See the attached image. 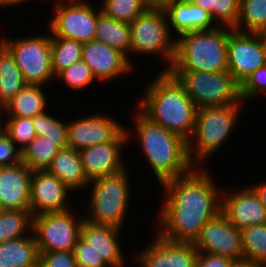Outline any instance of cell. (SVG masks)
<instances>
[{
	"instance_id": "3",
	"label": "cell",
	"mask_w": 266,
	"mask_h": 267,
	"mask_svg": "<svg viewBox=\"0 0 266 267\" xmlns=\"http://www.w3.org/2000/svg\"><path fill=\"white\" fill-rule=\"evenodd\" d=\"M138 112L134 119L137 136L157 180L163 184L190 173L195 163L189 158L188 141Z\"/></svg>"
},
{
	"instance_id": "20",
	"label": "cell",
	"mask_w": 266,
	"mask_h": 267,
	"mask_svg": "<svg viewBox=\"0 0 266 267\" xmlns=\"http://www.w3.org/2000/svg\"><path fill=\"white\" fill-rule=\"evenodd\" d=\"M123 143L127 142L101 143L80 151L83 170L89 182L126 168L120 156Z\"/></svg>"
},
{
	"instance_id": "29",
	"label": "cell",
	"mask_w": 266,
	"mask_h": 267,
	"mask_svg": "<svg viewBox=\"0 0 266 267\" xmlns=\"http://www.w3.org/2000/svg\"><path fill=\"white\" fill-rule=\"evenodd\" d=\"M243 259L257 266H266V223L242 230Z\"/></svg>"
},
{
	"instance_id": "1",
	"label": "cell",
	"mask_w": 266,
	"mask_h": 267,
	"mask_svg": "<svg viewBox=\"0 0 266 267\" xmlns=\"http://www.w3.org/2000/svg\"><path fill=\"white\" fill-rule=\"evenodd\" d=\"M158 235L176 243H194L203 226L221 212L219 191L205 170L168 180ZM161 230V231H160Z\"/></svg>"
},
{
	"instance_id": "49",
	"label": "cell",
	"mask_w": 266,
	"mask_h": 267,
	"mask_svg": "<svg viewBox=\"0 0 266 267\" xmlns=\"http://www.w3.org/2000/svg\"><path fill=\"white\" fill-rule=\"evenodd\" d=\"M5 211V209L3 208L2 204L0 203V215Z\"/></svg>"
},
{
	"instance_id": "27",
	"label": "cell",
	"mask_w": 266,
	"mask_h": 267,
	"mask_svg": "<svg viewBox=\"0 0 266 267\" xmlns=\"http://www.w3.org/2000/svg\"><path fill=\"white\" fill-rule=\"evenodd\" d=\"M95 40L117 49L127 56L131 43L130 24L117 21L102 12L98 16Z\"/></svg>"
},
{
	"instance_id": "24",
	"label": "cell",
	"mask_w": 266,
	"mask_h": 267,
	"mask_svg": "<svg viewBox=\"0 0 266 267\" xmlns=\"http://www.w3.org/2000/svg\"><path fill=\"white\" fill-rule=\"evenodd\" d=\"M39 256L34 232L0 243V267H38Z\"/></svg>"
},
{
	"instance_id": "47",
	"label": "cell",
	"mask_w": 266,
	"mask_h": 267,
	"mask_svg": "<svg viewBox=\"0 0 266 267\" xmlns=\"http://www.w3.org/2000/svg\"><path fill=\"white\" fill-rule=\"evenodd\" d=\"M1 122L2 121H0V140H3L6 137H8V125H9V121L6 122V124L4 126V129L1 128Z\"/></svg>"
},
{
	"instance_id": "31",
	"label": "cell",
	"mask_w": 266,
	"mask_h": 267,
	"mask_svg": "<svg viewBox=\"0 0 266 267\" xmlns=\"http://www.w3.org/2000/svg\"><path fill=\"white\" fill-rule=\"evenodd\" d=\"M28 228H33L30 210H5L0 215V243L25 237Z\"/></svg>"
},
{
	"instance_id": "46",
	"label": "cell",
	"mask_w": 266,
	"mask_h": 267,
	"mask_svg": "<svg viewBox=\"0 0 266 267\" xmlns=\"http://www.w3.org/2000/svg\"><path fill=\"white\" fill-rule=\"evenodd\" d=\"M24 1L26 2L27 0H0V6H13L16 4L23 3Z\"/></svg>"
},
{
	"instance_id": "14",
	"label": "cell",
	"mask_w": 266,
	"mask_h": 267,
	"mask_svg": "<svg viewBox=\"0 0 266 267\" xmlns=\"http://www.w3.org/2000/svg\"><path fill=\"white\" fill-rule=\"evenodd\" d=\"M197 251L243 260L242 231L220 212L208 220L193 243Z\"/></svg>"
},
{
	"instance_id": "9",
	"label": "cell",
	"mask_w": 266,
	"mask_h": 267,
	"mask_svg": "<svg viewBox=\"0 0 266 267\" xmlns=\"http://www.w3.org/2000/svg\"><path fill=\"white\" fill-rule=\"evenodd\" d=\"M13 55L27 84L44 85L56 78L52 70V37L50 34L11 41H0Z\"/></svg>"
},
{
	"instance_id": "43",
	"label": "cell",
	"mask_w": 266,
	"mask_h": 267,
	"mask_svg": "<svg viewBox=\"0 0 266 267\" xmlns=\"http://www.w3.org/2000/svg\"><path fill=\"white\" fill-rule=\"evenodd\" d=\"M180 0H146L150 9H166L169 5Z\"/></svg>"
},
{
	"instance_id": "10",
	"label": "cell",
	"mask_w": 266,
	"mask_h": 267,
	"mask_svg": "<svg viewBox=\"0 0 266 267\" xmlns=\"http://www.w3.org/2000/svg\"><path fill=\"white\" fill-rule=\"evenodd\" d=\"M83 221L84 216L76 219L69 210L33 216L38 252L74 251Z\"/></svg>"
},
{
	"instance_id": "37",
	"label": "cell",
	"mask_w": 266,
	"mask_h": 267,
	"mask_svg": "<svg viewBox=\"0 0 266 267\" xmlns=\"http://www.w3.org/2000/svg\"><path fill=\"white\" fill-rule=\"evenodd\" d=\"M10 118V119H9ZM8 138L14 144H21L18 148L22 152L31 141L37 136L32 118L30 117H9Z\"/></svg>"
},
{
	"instance_id": "7",
	"label": "cell",
	"mask_w": 266,
	"mask_h": 267,
	"mask_svg": "<svg viewBox=\"0 0 266 267\" xmlns=\"http://www.w3.org/2000/svg\"><path fill=\"white\" fill-rule=\"evenodd\" d=\"M93 182V183H92ZM92 193L87 221L121 229L129 204V181L126 168L116 174L91 181Z\"/></svg>"
},
{
	"instance_id": "4",
	"label": "cell",
	"mask_w": 266,
	"mask_h": 267,
	"mask_svg": "<svg viewBox=\"0 0 266 267\" xmlns=\"http://www.w3.org/2000/svg\"><path fill=\"white\" fill-rule=\"evenodd\" d=\"M232 29H221L216 26L212 30L194 31L180 36L176 40L173 65L168 71L228 70V35Z\"/></svg>"
},
{
	"instance_id": "2",
	"label": "cell",
	"mask_w": 266,
	"mask_h": 267,
	"mask_svg": "<svg viewBox=\"0 0 266 267\" xmlns=\"http://www.w3.org/2000/svg\"><path fill=\"white\" fill-rule=\"evenodd\" d=\"M146 88L140 111L154 123L174 132L186 141L194 132L197 107L183 86L169 72L162 71Z\"/></svg>"
},
{
	"instance_id": "18",
	"label": "cell",
	"mask_w": 266,
	"mask_h": 267,
	"mask_svg": "<svg viewBox=\"0 0 266 267\" xmlns=\"http://www.w3.org/2000/svg\"><path fill=\"white\" fill-rule=\"evenodd\" d=\"M222 196L221 212L237 229L266 223V208L252 188Z\"/></svg>"
},
{
	"instance_id": "35",
	"label": "cell",
	"mask_w": 266,
	"mask_h": 267,
	"mask_svg": "<svg viewBox=\"0 0 266 267\" xmlns=\"http://www.w3.org/2000/svg\"><path fill=\"white\" fill-rule=\"evenodd\" d=\"M32 123L37 136H43L49 141H68L67 125L46 112L32 117Z\"/></svg>"
},
{
	"instance_id": "36",
	"label": "cell",
	"mask_w": 266,
	"mask_h": 267,
	"mask_svg": "<svg viewBox=\"0 0 266 267\" xmlns=\"http://www.w3.org/2000/svg\"><path fill=\"white\" fill-rule=\"evenodd\" d=\"M56 77L63 80L70 89L76 91L85 88L93 80L95 81L91 68L83 60L72 63Z\"/></svg>"
},
{
	"instance_id": "6",
	"label": "cell",
	"mask_w": 266,
	"mask_h": 267,
	"mask_svg": "<svg viewBox=\"0 0 266 267\" xmlns=\"http://www.w3.org/2000/svg\"><path fill=\"white\" fill-rule=\"evenodd\" d=\"M183 86L197 108L239 104L240 84L227 71H169Z\"/></svg>"
},
{
	"instance_id": "19",
	"label": "cell",
	"mask_w": 266,
	"mask_h": 267,
	"mask_svg": "<svg viewBox=\"0 0 266 267\" xmlns=\"http://www.w3.org/2000/svg\"><path fill=\"white\" fill-rule=\"evenodd\" d=\"M82 60L91 68L95 78L103 81L132 69L128 56L97 40L84 43Z\"/></svg>"
},
{
	"instance_id": "26",
	"label": "cell",
	"mask_w": 266,
	"mask_h": 267,
	"mask_svg": "<svg viewBox=\"0 0 266 267\" xmlns=\"http://www.w3.org/2000/svg\"><path fill=\"white\" fill-rule=\"evenodd\" d=\"M42 85L27 84L2 109L9 117H34L45 112L46 97Z\"/></svg>"
},
{
	"instance_id": "8",
	"label": "cell",
	"mask_w": 266,
	"mask_h": 267,
	"mask_svg": "<svg viewBox=\"0 0 266 267\" xmlns=\"http://www.w3.org/2000/svg\"><path fill=\"white\" fill-rule=\"evenodd\" d=\"M168 17L164 9L148 8L130 23V53L161 54L168 62V71L176 54V39L170 36Z\"/></svg>"
},
{
	"instance_id": "25",
	"label": "cell",
	"mask_w": 266,
	"mask_h": 267,
	"mask_svg": "<svg viewBox=\"0 0 266 267\" xmlns=\"http://www.w3.org/2000/svg\"><path fill=\"white\" fill-rule=\"evenodd\" d=\"M27 85L10 51L0 42V109Z\"/></svg>"
},
{
	"instance_id": "40",
	"label": "cell",
	"mask_w": 266,
	"mask_h": 267,
	"mask_svg": "<svg viewBox=\"0 0 266 267\" xmlns=\"http://www.w3.org/2000/svg\"><path fill=\"white\" fill-rule=\"evenodd\" d=\"M38 267H77L73 251L39 252Z\"/></svg>"
},
{
	"instance_id": "12",
	"label": "cell",
	"mask_w": 266,
	"mask_h": 267,
	"mask_svg": "<svg viewBox=\"0 0 266 267\" xmlns=\"http://www.w3.org/2000/svg\"><path fill=\"white\" fill-rule=\"evenodd\" d=\"M227 58V71L241 85L251 73L266 65L261 34L232 29L228 35Z\"/></svg>"
},
{
	"instance_id": "28",
	"label": "cell",
	"mask_w": 266,
	"mask_h": 267,
	"mask_svg": "<svg viewBox=\"0 0 266 267\" xmlns=\"http://www.w3.org/2000/svg\"><path fill=\"white\" fill-rule=\"evenodd\" d=\"M65 147H68V141H49L36 136L21 152V161L32 171L47 170L56 153Z\"/></svg>"
},
{
	"instance_id": "38",
	"label": "cell",
	"mask_w": 266,
	"mask_h": 267,
	"mask_svg": "<svg viewBox=\"0 0 266 267\" xmlns=\"http://www.w3.org/2000/svg\"><path fill=\"white\" fill-rule=\"evenodd\" d=\"M266 91V65L258 68L251 73L240 85V94L242 101L251 99L258 95V92ZM266 92H264L265 94Z\"/></svg>"
},
{
	"instance_id": "13",
	"label": "cell",
	"mask_w": 266,
	"mask_h": 267,
	"mask_svg": "<svg viewBox=\"0 0 266 267\" xmlns=\"http://www.w3.org/2000/svg\"><path fill=\"white\" fill-rule=\"evenodd\" d=\"M68 146L81 151L107 142H127L130 131L116 120L99 114L67 123Z\"/></svg>"
},
{
	"instance_id": "30",
	"label": "cell",
	"mask_w": 266,
	"mask_h": 267,
	"mask_svg": "<svg viewBox=\"0 0 266 267\" xmlns=\"http://www.w3.org/2000/svg\"><path fill=\"white\" fill-rule=\"evenodd\" d=\"M84 43L62 37H52L51 62L54 76L72 63L82 60Z\"/></svg>"
},
{
	"instance_id": "16",
	"label": "cell",
	"mask_w": 266,
	"mask_h": 267,
	"mask_svg": "<svg viewBox=\"0 0 266 267\" xmlns=\"http://www.w3.org/2000/svg\"><path fill=\"white\" fill-rule=\"evenodd\" d=\"M156 236L137 256L141 267H194L198 251L193 243H176Z\"/></svg>"
},
{
	"instance_id": "5",
	"label": "cell",
	"mask_w": 266,
	"mask_h": 267,
	"mask_svg": "<svg viewBox=\"0 0 266 267\" xmlns=\"http://www.w3.org/2000/svg\"><path fill=\"white\" fill-rule=\"evenodd\" d=\"M239 105H241V102L239 104L208 106L197 109L194 132L192 138L188 141V154L191 162L194 159L192 157L194 152L195 159L202 163L201 161L211 156L226 141L227 136L229 137L234 128L235 122H237ZM193 137L195 143L192 142Z\"/></svg>"
},
{
	"instance_id": "33",
	"label": "cell",
	"mask_w": 266,
	"mask_h": 267,
	"mask_svg": "<svg viewBox=\"0 0 266 267\" xmlns=\"http://www.w3.org/2000/svg\"><path fill=\"white\" fill-rule=\"evenodd\" d=\"M210 13L213 21L234 28L239 18L240 0H190Z\"/></svg>"
},
{
	"instance_id": "45",
	"label": "cell",
	"mask_w": 266,
	"mask_h": 267,
	"mask_svg": "<svg viewBox=\"0 0 266 267\" xmlns=\"http://www.w3.org/2000/svg\"><path fill=\"white\" fill-rule=\"evenodd\" d=\"M230 267H258L256 264L249 262L248 260L234 261Z\"/></svg>"
},
{
	"instance_id": "41",
	"label": "cell",
	"mask_w": 266,
	"mask_h": 267,
	"mask_svg": "<svg viewBox=\"0 0 266 267\" xmlns=\"http://www.w3.org/2000/svg\"><path fill=\"white\" fill-rule=\"evenodd\" d=\"M233 262L230 257L198 251L194 267H230Z\"/></svg>"
},
{
	"instance_id": "15",
	"label": "cell",
	"mask_w": 266,
	"mask_h": 267,
	"mask_svg": "<svg viewBox=\"0 0 266 267\" xmlns=\"http://www.w3.org/2000/svg\"><path fill=\"white\" fill-rule=\"evenodd\" d=\"M67 192L70 189L47 170L33 171L30 187V212L32 216L68 211Z\"/></svg>"
},
{
	"instance_id": "44",
	"label": "cell",
	"mask_w": 266,
	"mask_h": 267,
	"mask_svg": "<svg viewBox=\"0 0 266 267\" xmlns=\"http://www.w3.org/2000/svg\"><path fill=\"white\" fill-rule=\"evenodd\" d=\"M251 188L257 194L259 200L264 204L266 208V182L260 183V185L251 186Z\"/></svg>"
},
{
	"instance_id": "42",
	"label": "cell",
	"mask_w": 266,
	"mask_h": 267,
	"mask_svg": "<svg viewBox=\"0 0 266 267\" xmlns=\"http://www.w3.org/2000/svg\"><path fill=\"white\" fill-rule=\"evenodd\" d=\"M21 161V152L15 144L6 137L0 140V167L16 164Z\"/></svg>"
},
{
	"instance_id": "17",
	"label": "cell",
	"mask_w": 266,
	"mask_h": 267,
	"mask_svg": "<svg viewBox=\"0 0 266 267\" xmlns=\"http://www.w3.org/2000/svg\"><path fill=\"white\" fill-rule=\"evenodd\" d=\"M32 174L22 161L0 167V203L5 210H30Z\"/></svg>"
},
{
	"instance_id": "23",
	"label": "cell",
	"mask_w": 266,
	"mask_h": 267,
	"mask_svg": "<svg viewBox=\"0 0 266 267\" xmlns=\"http://www.w3.org/2000/svg\"><path fill=\"white\" fill-rule=\"evenodd\" d=\"M47 171L59 178L70 190L90 184L83 170L80 152L69 146L56 153Z\"/></svg>"
},
{
	"instance_id": "39",
	"label": "cell",
	"mask_w": 266,
	"mask_h": 267,
	"mask_svg": "<svg viewBox=\"0 0 266 267\" xmlns=\"http://www.w3.org/2000/svg\"><path fill=\"white\" fill-rule=\"evenodd\" d=\"M73 252L77 267H108L105 261L81 238L78 239Z\"/></svg>"
},
{
	"instance_id": "34",
	"label": "cell",
	"mask_w": 266,
	"mask_h": 267,
	"mask_svg": "<svg viewBox=\"0 0 266 267\" xmlns=\"http://www.w3.org/2000/svg\"><path fill=\"white\" fill-rule=\"evenodd\" d=\"M102 12L117 21L131 23L149 7L146 0H103Z\"/></svg>"
},
{
	"instance_id": "32",
	"label": "cell",
	"mask_w": 266,
	"mask_h": 267,
	"mask_svg": "<svg viewBox=\"0 0 266 267\" xmlns=\"http://www.w3.org/2000/svg\"><path fill=\"white\" fill-rule=\"evenodd\" d=\"M242 24L247 30L241 28ZM233 29L252 33L266 31V0H240L239 18Z\"/></svg>"
},
{
	"instance_id": "21",
	"label": "cell",
	"mask_w": 266,
	"mask_h": 267,
	"mask_svg": "<svg viewBox=\"0 0 266 267\" xmlns=\"http://www.w3.org/2000/svg\"><path fill=\"white\" fill-rule=\"evenodd\" d=\"M121 229L113 226L93 224L84 219L80 238L110 267H123L124 257L118 236Z\"/></svg>"
},
{
	"instance_id": "48",
	"label": "cell",
	"mask_w": 266,
	"mask_h": 267,
	"mask_svg": "<svg viewBox=\"0 0 266 267\" xmlns=\"http://www.w3.org/2000/svg\"><path fill=\"white\" fill-rule=\"evenodd\" d=\"M260 34H261L262 41H263L264 48H265V52H266V31L261 32Z\"/></svg>"
},
{
	"instance_id": "22",
	"label": "cell",
	"mask_w": 266,
	"mask_h": 267,
	"mask_svg": "<svg viewBox=\"0 0 266 267\" xmlns=\"http://www.w3.org/2000/svg\"><path fill=\"white\" fill-rule=\"evenodd\" d=\"M170 25L180 36L194 31L212 30L213 24L210 13L202 7L194 5L190 0H180L165 9Z\"/></svg>"
},
{
	"instance_id": "11",
	"label": "cell",
	"mask_w": 266,
	"mask_h": 267,
	"mask_svg": "<svg viewBox=\"0 0 266 267\" xmlns=\"http://www.w3.org/2000/svg\"><path fill=\"white\" fill-rule=\"evenodd\" d=\"M55 16L50 20L51 37H62L81 43L95 40L98 16L93 7L82 0H58ZM67 2V3H66Z\"/></svg>"
}]
</instances>
